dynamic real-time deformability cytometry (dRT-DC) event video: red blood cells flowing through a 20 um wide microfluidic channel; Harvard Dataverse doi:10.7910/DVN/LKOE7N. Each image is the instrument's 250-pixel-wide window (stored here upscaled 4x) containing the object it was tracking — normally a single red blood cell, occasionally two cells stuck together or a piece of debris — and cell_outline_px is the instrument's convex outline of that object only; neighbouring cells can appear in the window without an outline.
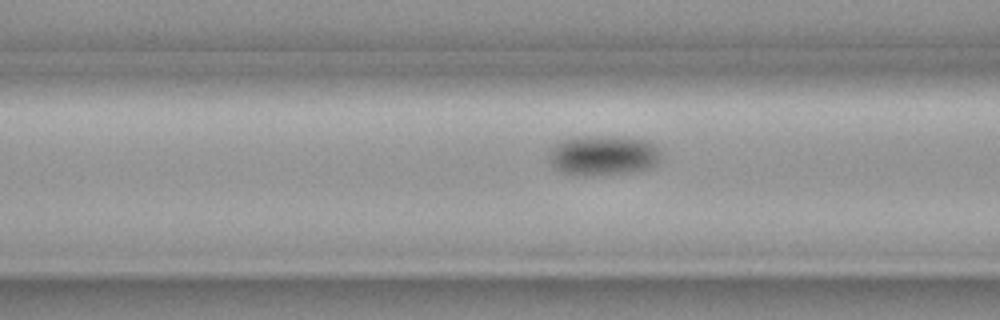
{"species": "common noctule bat (a hibernating species)", "species_latin": "Nyctalus noctula", "temperature_condition": "cold", "stored_images_in_passage": 6, "camera_frame_rate_fps": 3000, "um_per_image_px": 0.085, "animal": {"sex": "female", "body_mass_g": 19.3, "forearm_length_mm": 54.1}, "frame": {"image": 1, "passage_image": 6, "time_ms": 1.667, "image_size_px": [1000, 320], "cell_outline_px": [[660, 156], [656, 164], [652, 168], [628, 172], [592, 176], [568, 176], [560, 172], [548, 160], [548, 152], [556, 144], [564, 140], [576, 136], [624, 136], [644, 140], [652, 144], [656, 148]], "centroid_in_image_um": [51.21, 13.22], "position_along_channel_um": 115.4, "area_um2": 26.47}}